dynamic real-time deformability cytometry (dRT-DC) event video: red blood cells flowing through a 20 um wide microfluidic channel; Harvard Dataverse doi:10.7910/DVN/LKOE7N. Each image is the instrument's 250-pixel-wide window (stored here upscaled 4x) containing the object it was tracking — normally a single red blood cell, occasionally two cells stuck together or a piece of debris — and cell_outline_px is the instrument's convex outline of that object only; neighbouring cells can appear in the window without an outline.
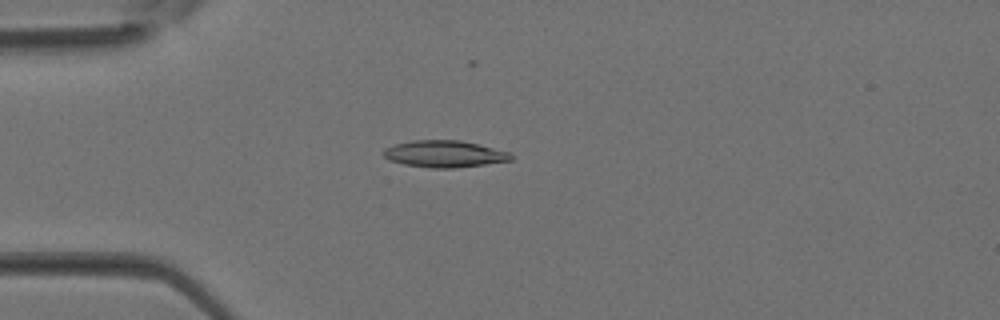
{"species": "Egyptian fruit bat (a non-hibernating species)", "species_latin": "Rousettus aegyptiacus", "temperature_condition": "room temperature", "stored_images_in_passage": 38, "camera_frame_rate_fps": 3000, "um_per_image_px": 0.085, "animal": {"sex": "female"}, "frame": {"image": 1, "passage_image": 10, "time_ms": 3.0, "image_size_px": [1000, 320], "cell_outline_px": [[512, 160], [456, 168], [432, 168], [404, 164], [388, 160], [384, 156], [384, 148], [396, 144], [412, 140], [460, 140], [512, 152]], "centroid_in_image_um": [37.79, 13.08], "position_along_channel_um": 47.2, "area_um2": 19.88}}
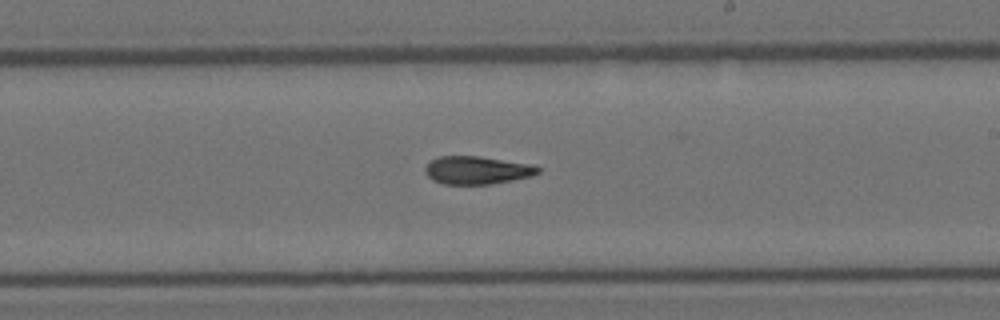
{"frame": {"image": 2, "passage_image": 22, "time_ms": 7.0, "image_size_px": [1000, 320], "cell_outline_px": [[540, 172], [532, 176], [492, 184], [444, 184], [432, 180], [424, 172], [424, 168], [428, 160], [440, 156], [480, 156], [532, 164], [540, 168]], "centroid_in_image_um": [40.52, 14.46], "position_along_channel_um": 248.5, "area_um2": 18.61}}
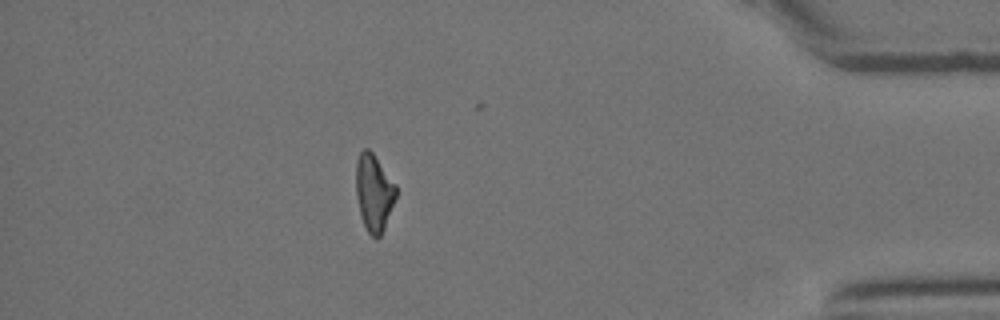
{"frame": {"image": 3, "passage_image": 33, "time_ms": 10.667, "image_size_px": [1000, 320], "cell_outline_px": [[396, 196], [384, 228], [380, 236], [376, 240], [368, 232], [360, 216], [356, 196], [356, 160], [360, 152], [364, 148], [368, 148], [372, 152], [396, 184]], "centroid_in_image_um": [31.77, 16.36], "position_along_channel_um": 403.4, "area_um2": 17.92}}